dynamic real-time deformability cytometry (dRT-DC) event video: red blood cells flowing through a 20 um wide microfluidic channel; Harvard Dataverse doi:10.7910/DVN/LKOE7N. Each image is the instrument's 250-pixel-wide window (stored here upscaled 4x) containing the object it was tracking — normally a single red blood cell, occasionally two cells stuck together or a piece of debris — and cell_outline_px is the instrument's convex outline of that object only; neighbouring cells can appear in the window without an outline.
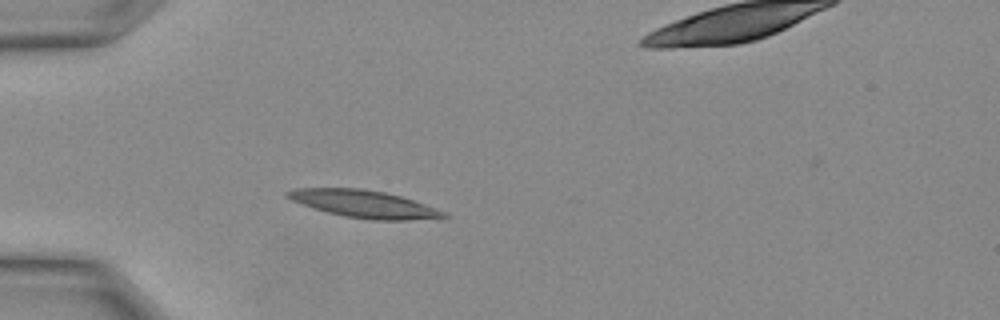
{"species": "Egyptian fruit bat (a non-hibernating species)", "species_latin": "Rousettus aegyptiacus", "temperature_condition": "warm", "stored_images_in_passage": 11, "camera_frame_rate_fps": 3000, "um_per_image_px": 0.085, "animal": {"sex": "female"}, "frame": {"image": 1, "passage_image": 7, "time_ms": 2.0, "image_size_px": [1000, 320], "cell_outline_px": [[448, 216], [444, 220], [376, 220], [348, 216], [328, 212], [292, 200], [284, 196], [284, 192], [296, 188], [360, 188], [384, 192], [400, 196], [424, 204], [444, 212]], "centroid_in_image_um": [31.01, 17.34], "position_along_channel_um": 54.0, "area_um2": 24.74}}
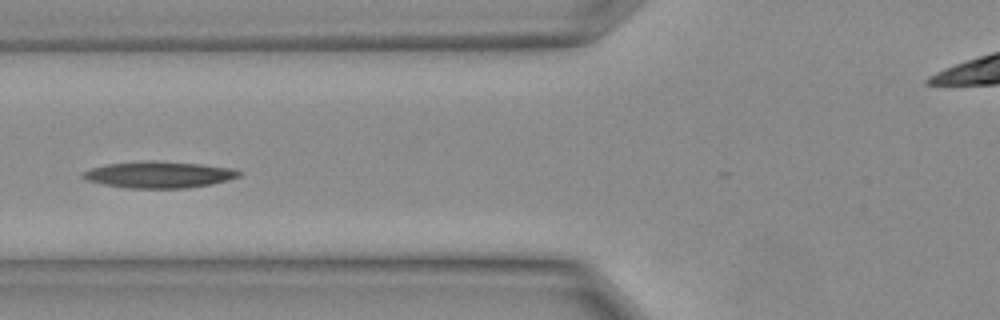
{"frame": {"image": 2, "passage_image": 10, "time_ms": 3.0, "image_size_px": [1000, 320], "cell_outline_px": [[244, 172], [240, 176], [208, 184], [188, 188], [124, 188], [104, 184], [88, 180], [80, 176], [84, 172], [92, 168], [108, 164], [148, 160], [152, 160], [200, 164], [232, 168]], "centroid_in_image_um": [13.51, 14.84], "position_along_channel_um": 112.3, "area_um2": 23.87}}